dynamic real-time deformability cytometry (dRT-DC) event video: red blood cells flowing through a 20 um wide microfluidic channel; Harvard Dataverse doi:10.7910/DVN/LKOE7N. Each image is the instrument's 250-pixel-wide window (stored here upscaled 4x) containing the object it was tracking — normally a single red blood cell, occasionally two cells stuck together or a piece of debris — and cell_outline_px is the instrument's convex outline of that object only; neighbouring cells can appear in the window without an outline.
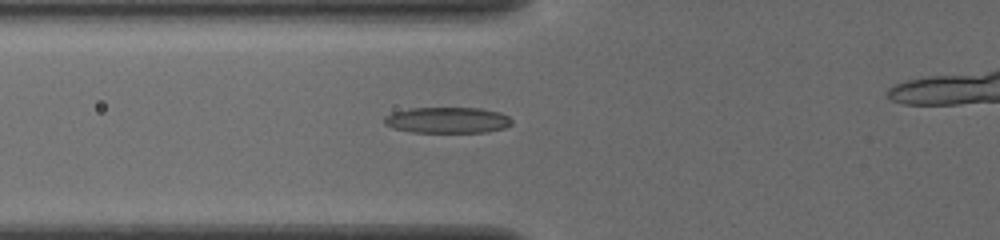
{"species": "common noctule bat (a hibernating species)", "species_latin": "Nyctalus noctula", "temperature_condition": "cold", "stored_images_in_passage": 17, "camera_frame_rate_fps": 3000, "um_per_image_px": 0.085, "animal": {"sex": "female", "body_mass_g": 19.5, "forearm_length_mm": 54.1}, "frame": {"image": 1, "passage_image": 15, "time_ms": 4.667, "image_size_px": [1000, 240], "cell_outline_px": [[512, 124], [504, 128], [488, 132], [412, 132], [392, 128], [384, 124], [384, 116], [392, 112], [412, 108], [480, 108], [500, 112], [508, 116], [512, 120]], "centroid_in_image_um": [38.02, 10.21], "position_along_channel_um": 87.8, "area_um2": 19.42}}